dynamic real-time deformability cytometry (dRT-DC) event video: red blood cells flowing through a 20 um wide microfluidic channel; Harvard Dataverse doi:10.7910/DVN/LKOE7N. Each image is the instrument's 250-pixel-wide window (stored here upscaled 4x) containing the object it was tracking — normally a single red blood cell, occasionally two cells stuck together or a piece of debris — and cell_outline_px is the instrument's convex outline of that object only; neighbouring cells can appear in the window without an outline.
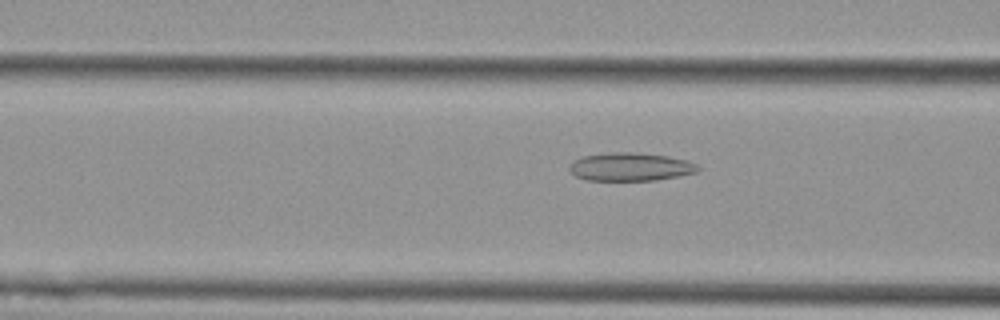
{"species": "Egyptian fruit bat (a non-hibernating species)", "species_latin": "Rousettus aegyptiacus", "temperature_condition": "cold", "stored_images_in_passage": 51, "camera_frame_rate_fps": 3000, "um_per_image_px": 0.085, "animal": {"sex": "female"}, "frame": {"image": 1, "passage_image": 22, "time_ms": 7.0, "image_size_px": [1000, 320], "cell_outline_px": [[700, 168], [696, 172], [680, 176], [656, 180], [588, 180], [576, 176], [568, 168], [568, 164], [572, 160], [584, 156], [608, 152], [632, 152], [668, 156], [688, 160], [696, 164]], "centroid_in_image_um": [53.57, 14.17], "position_along_channel_um": 113.0, "area_um2": 21.21}}
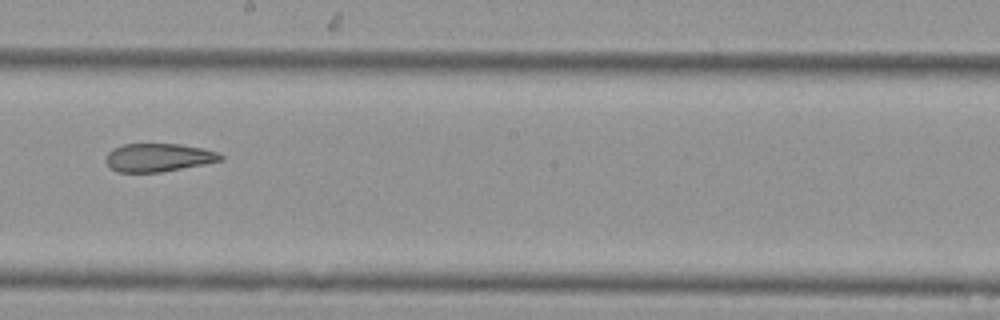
{"frame": {"image": 2, "passage_image": 32, "time_ms": 10.333, "image_size_px": [1000, 320], "cell_outline_px": [[224, 160], [204, 164], [160, 172], [116, 172], [108, 164], [108, 152], [112, 148], [124, 144], [180, 144], [204, 148], [216, 152], [224, 156]], "centroid_in_image_um": [13.5, 13.38], "position_along_channel_um": 234.7, "area_um2": 18.73}}
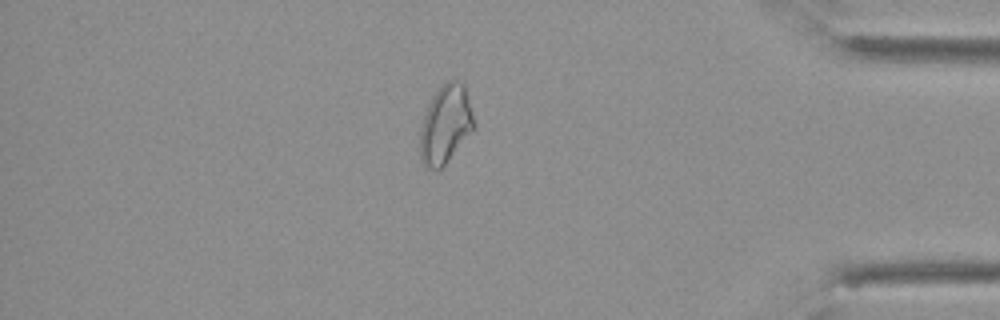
{"frame": {"image": 3, "passage_image": 48, "time_ms": 15.667, "image_size_px": [1000, 320], "cell_outline_px": [[472, 132], [444, 164], [440, 168], [424, 168], [420, 156], [420, 128], [428, 104], [432, 96], [448, 80], [460, 80], [464, 84], [472, 116]], "centroid_in_image_um": [37.83, 10.57], "position_along_channel_um": 397.4, "area_um2": 23.99}}